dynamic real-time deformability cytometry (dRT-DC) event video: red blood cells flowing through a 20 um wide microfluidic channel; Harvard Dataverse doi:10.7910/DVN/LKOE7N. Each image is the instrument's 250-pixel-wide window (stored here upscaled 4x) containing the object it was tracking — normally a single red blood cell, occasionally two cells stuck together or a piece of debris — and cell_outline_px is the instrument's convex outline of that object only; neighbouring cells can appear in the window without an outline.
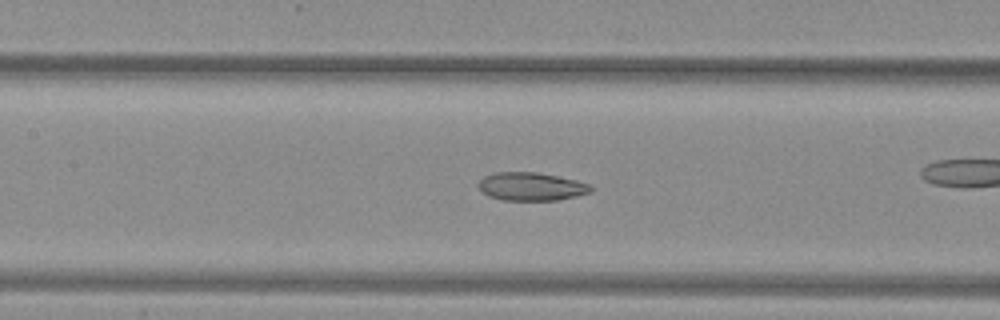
{"species": "common noctule bat (a hibernating species)", "species_latin": "Nyctalus noctula", "temperature_condition": "warm", "stored_images_in_passage": 42, "camera_frame_rate_fps": 3000, "um_per_image_px": 0.085, "animal": {"sex": "female", "body_mass_g": 29.2, "forearm_length_mm": 56.3}, "frame": {"image": 1, "passage_image": 19, "time_ms": 6.0, "image_size_px": [1000, 320], "cell_outline_px": [[592, 192], [560, 200], [500, 200], [488, 196], [476, 184], [484, 176], [496, 172], [536, 172], [576, 180], [592, 184]], "centroid_in_image_um": [45.17, 15.86], "position_along_channel_um": 162.2, "area_um2": 18.55}}